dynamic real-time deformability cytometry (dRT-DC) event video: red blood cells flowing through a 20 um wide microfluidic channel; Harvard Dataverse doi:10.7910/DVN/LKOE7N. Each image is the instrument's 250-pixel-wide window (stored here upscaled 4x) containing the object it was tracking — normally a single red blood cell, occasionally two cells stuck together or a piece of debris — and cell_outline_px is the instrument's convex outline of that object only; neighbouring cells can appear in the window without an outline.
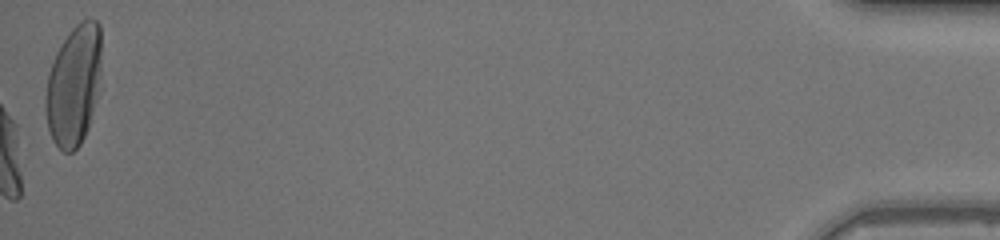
{"species": "human", "species_latin": "Homo sapiens", "temperature_condition": "warm", "stored_images_in_passage": 49, "camera_frame_rate_fps": 3000, "um_per_image_px": 0.085, "donor": {"sex": "female"}, "frame": {"image": 1, "passage_image": 49, "time_ms": 16.0, "image_size_px": [1000, 240], "cell_outline_px": [[100, 68], [96, 100], [88, 128], [80, 144], [72, 152], [64, 152], [52, 140], [48, 128], [44, 108], [44, 96], [48, 72], [56, 52], [60, 44], [72, 28], [80, 20], [96, 20], [100, 24]], "centroid_in_image_um": [6.23, 7.25], "position_along_channel_um": 429.0, "area_um2": 39.3}, "authors_computed_cell_mechanics": {"area_um2": 34.2754, "velocity_mm_per_s": 4.2489, "shape_relaxation_time_tau1_ms": 2.3413, "shape_relaxation_time_tau2_ms": null, "deformation_change_tau1": 0.1872, "deformation_change_tau2": null}}